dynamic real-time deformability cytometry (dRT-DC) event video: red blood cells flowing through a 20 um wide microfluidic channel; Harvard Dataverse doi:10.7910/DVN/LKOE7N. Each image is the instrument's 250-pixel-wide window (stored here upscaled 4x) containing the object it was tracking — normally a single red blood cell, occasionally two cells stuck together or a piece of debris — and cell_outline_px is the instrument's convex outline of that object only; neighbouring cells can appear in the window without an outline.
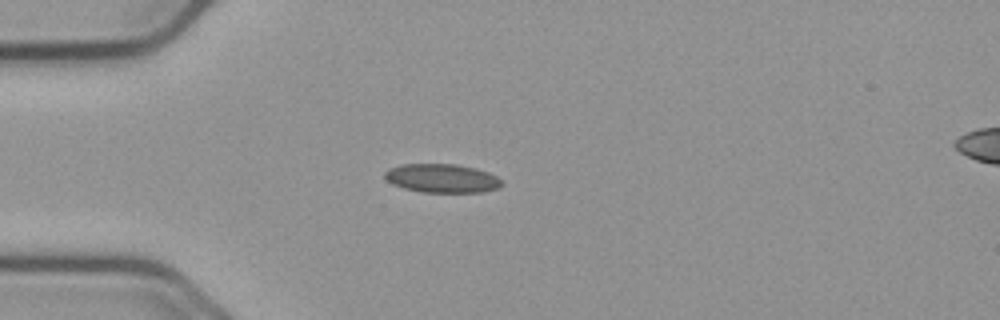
{"species": "common noctule bat (a hibernating species)", "species_latin": "Nyctalus noctula", "temperature_condition": "cold", "stored_images_in_passage": 41, "camera_frame_rate_fps": 3000, "um_per_image_px": 0.085, "animal": {"sex": "male", "body_mass_g": 23.1, "forearm_length_mm": 52.7}, "frame": {"image": 1, "passage_image": 1, "time_ms": 0.0, "image_size_px": [1000, 320], "cell_outline_px": [[504, 184], [500, 188], [484, 192], [420, 192], [404, 188], [392, 184], [384, 176], [384, 172], [388, 168], [400, 164], [456, 164], [476, 168], [488, 172], [496, 176]], "centroid_in_image_um": [37.57, 15.15], "position_along_channel_um": 47.4, "area_um2": 19.77}}
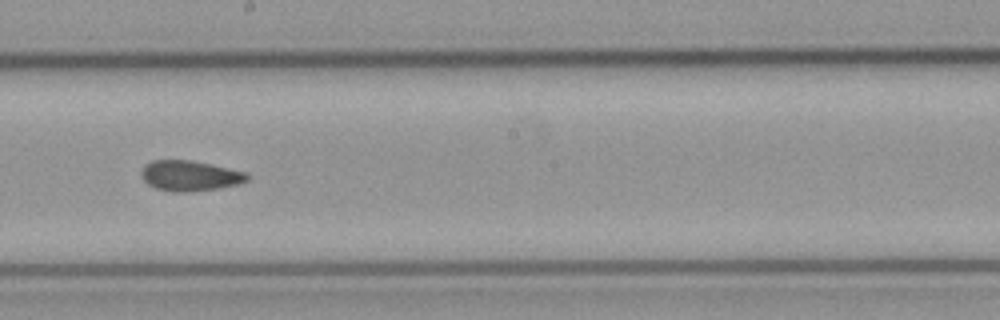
{"frame": {"image": 2, "passage_image": 17, "time_ms": 5.333, "image_size_px": [1000, 320], "cell_outline_px": [[252, 176], [248, 180], [240, 184], [220, 188], [192, 192], [172, 192], [156, 188], [148, 184], [140, 176], [140, 172], [144, 164], [152, 160], [188, 160], [248, 172]], "centroid_in_image_um": [16.15, 14.95], "position_along_channel_um": 232.0, "area_um2": 19.02}}
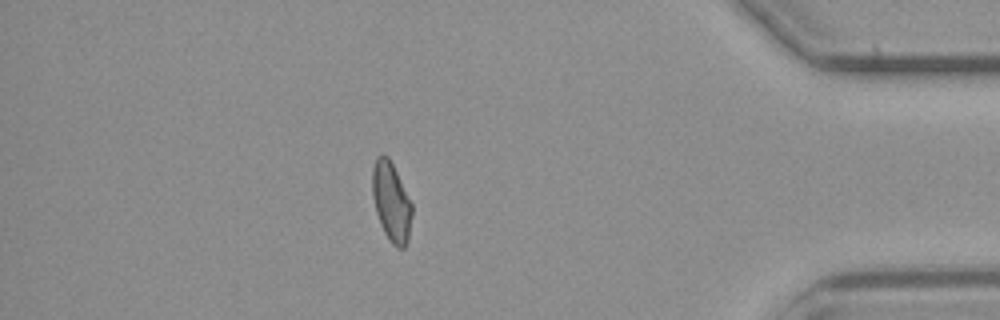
{"frame": {"image": 3, "passage_image": 34, "time_ms": 11.0, "image_size_px": [1000, 320], "cell_outline_px": [[412, 216], [408, 240], [404, 248], [396, 248], [392, 244], [384, 232], [380, 224], [376, 212], [372, 196], [372, 168], [376, 156], [388, 156], [412, 204]], "centroid_in_image_um": [33.25, 17.19], "position_along_channel_um": 402.0, "area_um2": 18.21}, "authors_computed_cell_mechanics": {"area_um2": 18.785, "velocity_mm_per_s": 3.7382, "shape_relaxation_time_tau1_ms": null, "shape_relaxation_time_tau2_ms": 2.3901, "deformation_change_tau1": null, "deformation_change_tau2": 0.0709}}